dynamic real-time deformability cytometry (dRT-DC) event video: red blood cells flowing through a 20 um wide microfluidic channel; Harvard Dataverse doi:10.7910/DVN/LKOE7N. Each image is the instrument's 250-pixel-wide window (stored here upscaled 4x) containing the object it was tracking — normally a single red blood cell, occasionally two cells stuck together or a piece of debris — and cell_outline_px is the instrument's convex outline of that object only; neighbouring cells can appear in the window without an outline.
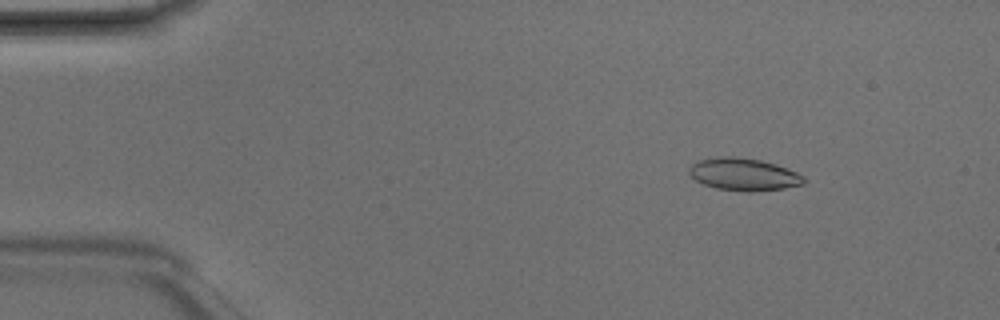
{"species": "Egyptian fruit bat (a non-hibernating species)", "species_latin": "Rousettus aegyptiacus", "temperature_condition": "room temperature", "stored_images_in_passage": 4, "camera_frame_rate_fps": 3000, "um_per_image_px": 0.085, "animal": {"sex": "male"}, "frame": {"image": 1, "passage_image": 2, "time_ms": 0.333, "image_size_px": [1000, 320], "cell_outline_px": [[804, 184], [784, 188], [752, 192], [748, 192], [716, 188], [704, 184], [696, 180], [688, 172], [688, 168], [692, 164], [700, 160], [720, 156], [732, 156], [760, 160], [776, 164], [796, 172], [804, 176]], "centroid_in_image_um": [63.21, 14.82], "position_along_channel_um": 21.8, "area_um2": 21.56}}